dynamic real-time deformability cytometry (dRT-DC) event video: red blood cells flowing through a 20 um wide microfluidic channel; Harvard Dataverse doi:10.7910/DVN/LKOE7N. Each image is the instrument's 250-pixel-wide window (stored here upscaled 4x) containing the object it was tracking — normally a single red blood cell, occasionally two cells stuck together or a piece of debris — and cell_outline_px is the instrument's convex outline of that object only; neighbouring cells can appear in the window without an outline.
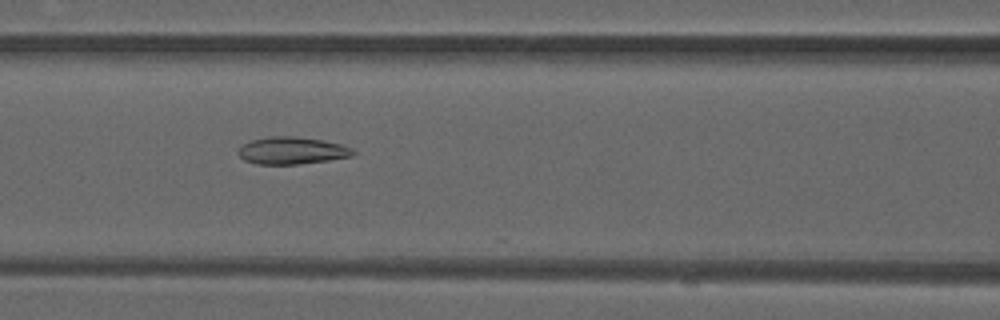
{"species": "common noctule bat (a hibernating species)", "species_latin": "Nyctalus noctula", "temperature_condition": "warm", "stored_images_in_passage": 37, "camera_frame_rate_fps": 3000, "um_per_image_px": 0.085, "animal": {"sex": "male", "forearm_length_mm": 52.5}, "frame": {"image": 1, "passage_image": 8, "time_ms": 2.333, "image_size_px": [1000, 320], "cell_outline_px": [[356, 152], [352, 156], [328, 160], [300, 164], [256, 164], [244, 160], [236, 152], [240, 144], [252, 140], [268, 136], [296, 136], [320, 140], [340, 144], [352, 148]], "centroid_in_image_um": [24.76, 12.8], "position_along_channel_um": 141.8, "area_um2": 18.32}}
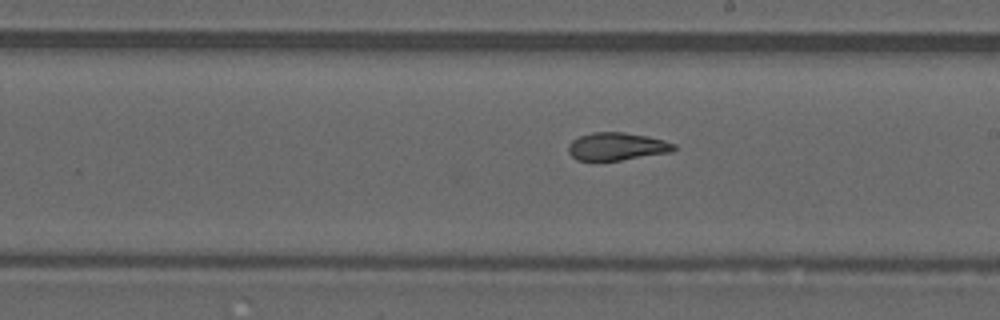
{"frame": {"image": 2, "passage_image": 15, "time_ms": 4.667, "image_size_px": [1000, 320], "cell_outline_px": [[676, 148], [672, 152], [620, 160], [576, 160], [568, 152], [568, 144], [572, 140], [580, 136], [592, 132], [624, 132], [648, 136], [664, 140], [676, 144]], "centroid_in_image_um": [52.44, 12.44], "position_along_channel_um": 236.6, "area_um2": 17.11}}
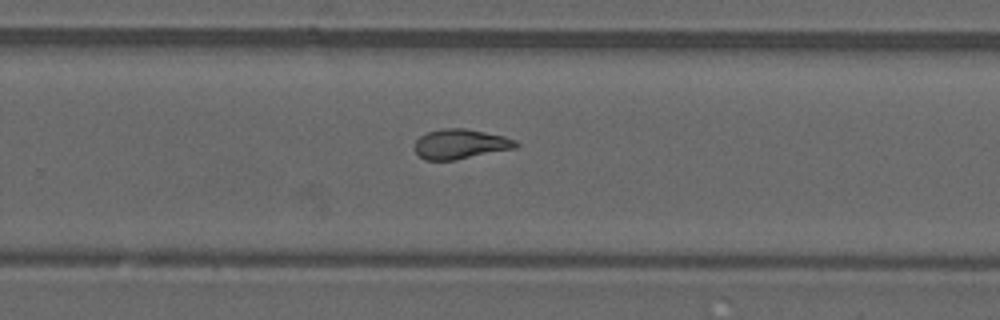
{"frame": {"image": 3, "passage_image": 19, "time_ms": 6.0, "image_size_px": [1000, 320], "cell_outline_px": [[520, 144], [516, 148], [456, 160], [424, 160], [416, 152], [416, 140], [420, 136], [428, 132], [444, 128], [464, 128], [504, 136], [516, 140]], "centroid_in_image_um": [39.16, 12.25], "position_along_channel_um": 290.6, "area_um2": 17.51}, "authors_computed_cell_mechanics": {"area_um2": 17.8602, "velocity_mm_per_s": 4.0808, "shape_relaxation_time_tau1_ms": null, "shape_relaxation_time_tau2_ms": 2.0976, "deformation_change_tau1": null, "deformation_change_tau2": 0.094}}